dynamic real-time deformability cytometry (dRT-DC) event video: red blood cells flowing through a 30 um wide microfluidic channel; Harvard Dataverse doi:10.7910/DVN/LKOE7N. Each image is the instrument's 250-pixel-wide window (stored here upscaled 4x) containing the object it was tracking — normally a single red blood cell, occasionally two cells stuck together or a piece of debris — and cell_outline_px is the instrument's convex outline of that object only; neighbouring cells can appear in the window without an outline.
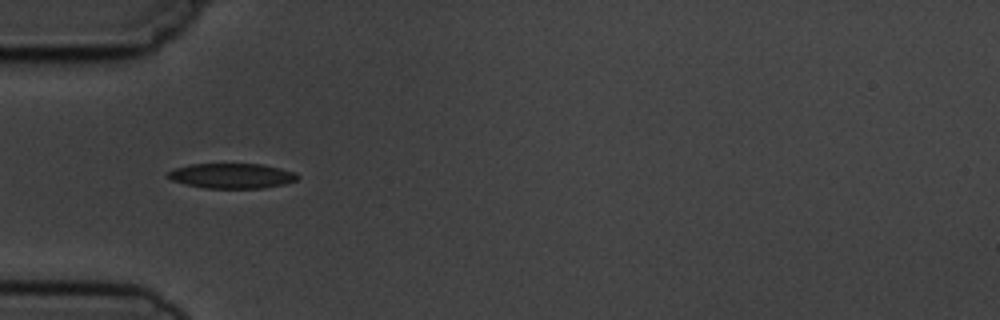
{"species": "common noctule bat (a hibernating species)", "species_latin": "Nyctalus noctula", "temperature_condition": "cold", "stored_images_in_passage": 8, "camera_frame_rate_fps": 3000, "um_per_image_px": 0.085, "animal": {"sex": "male", "body_mass_g": 19.5, "forearm_length_mm": 54.6}, "frame": {"image": 1, "passage_image": 3, "time_ms": 2.333, "image_size_px": [1000, 320], "cell_outline_px": [[300, 176], [296, 180], [284, 184], [264, 188], [204, 188], [184, 184], [172, 180], [168, 176], [168, 172], [176, 168], [192, 164], [264, 164], [296, 172]], "centroid_in_image_um": [19.75, 14.95], "position_along_channel_um": 65.3, "area_um2": 18.9}}
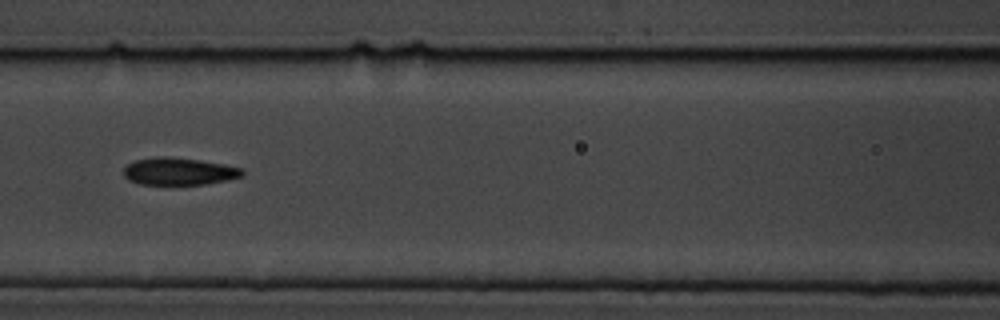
{"frame": {"image": 2, "passage_image": 5, "time_ms": 4.667, "image_size_px": [1000, 320], "cell_outline_px": [[244, 176], [228, 180], [208, 184], [140, 184], [128, 180], [124, 176], [124, 168], [128, 164], [136, 160], [160, 156], [164, 156], [196, 160], [224, 164], [240, 168], [244, 172]], "centroid_in_image_um": [15.22, 14.58], "position_along_channel_um": 151.4, "area_um2": 18.73}}
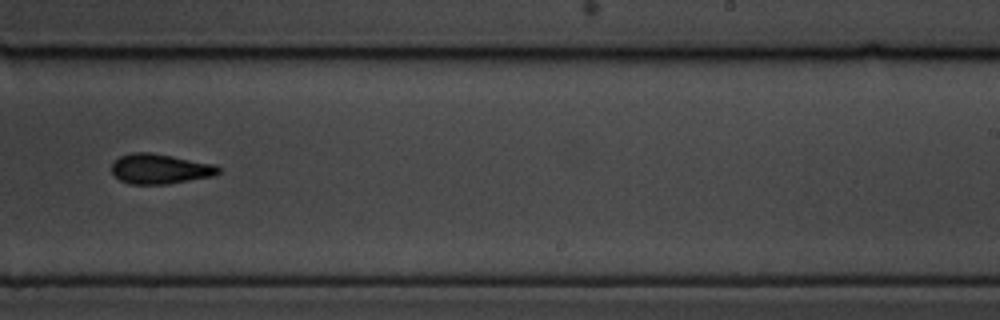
{"frame": {"image": 3, "passage_image": 8, "time_ms": 8.0, "image_size_px": [1000, 320], "cell_outline_px": [[220, 172], [216, 176], [168, 184], [132, 184], [120, 180], [112, 172], [112, 164], [120, 156], [132, 152], [152, 152], [216, 164], [220, 168]], "centroid_in_image_um": [13.65, 14.35], "position_along_channel_um": 275.3, "area_um2": 18.84}}